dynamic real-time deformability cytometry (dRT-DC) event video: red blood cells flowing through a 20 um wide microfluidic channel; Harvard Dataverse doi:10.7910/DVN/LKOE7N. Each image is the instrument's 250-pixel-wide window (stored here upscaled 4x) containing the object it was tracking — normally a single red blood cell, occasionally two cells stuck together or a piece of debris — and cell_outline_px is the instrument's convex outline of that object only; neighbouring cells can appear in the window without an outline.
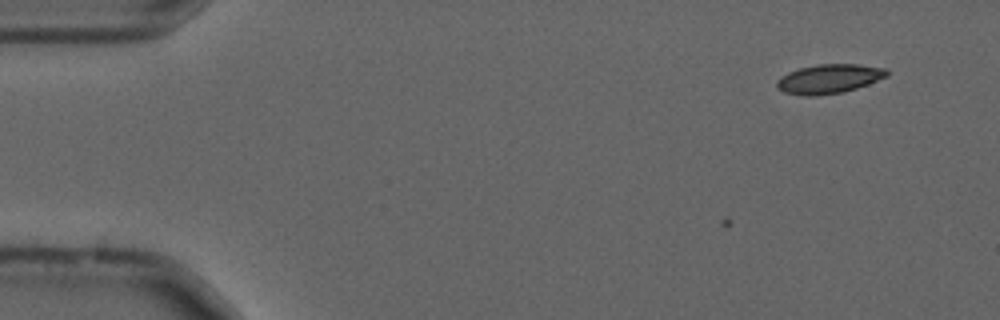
{"species": "common noctule bat (a hibernating species)", "species_latin": "Nyctalus noctula", "temperature_condition": "cold", "stored_images_in_passage": 9, "camera_frame_rate_fps": 3000, "um_per_image_px": 0.085, "animal": {"sex": "male", "forearm_length_mm": 52.5}, "frame": {"image": 1, "passage_image": 9, "time_ms": 2.667, "image_size_px": [1000, 320], "cell_outline_px": [[888, 76], [868, 84], [844, 92], [816, 96], [808, 96], [784, 92], [776, 88], [776, 80], [788, 72], [800, 68], [816, 64], [856, 64], [888, 68]], "centroid_in_image_um": [70.47, 6.7], "position_along_channel_um": 14.5, "area_um2": 18.84}}